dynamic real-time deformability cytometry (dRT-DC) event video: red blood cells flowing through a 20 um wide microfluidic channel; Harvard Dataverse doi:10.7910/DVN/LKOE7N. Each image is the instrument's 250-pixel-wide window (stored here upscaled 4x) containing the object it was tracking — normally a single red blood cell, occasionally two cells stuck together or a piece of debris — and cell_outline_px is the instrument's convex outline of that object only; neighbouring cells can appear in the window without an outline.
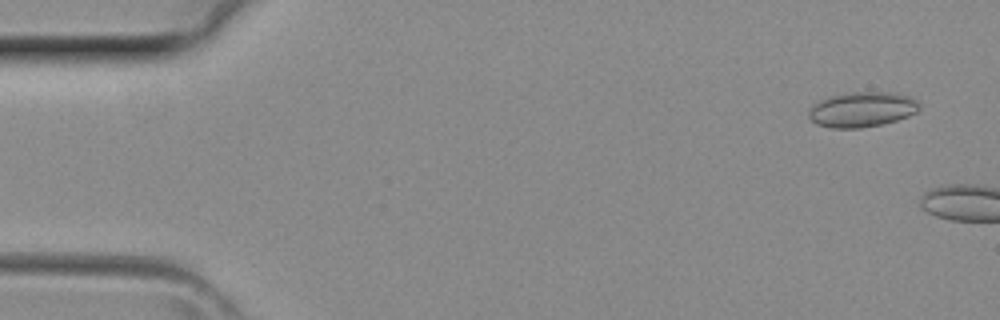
{"species": "common noctule bat (a hibernating species)", "species_latin": "Nyctalus noctula", "temperature_condition": "room temperature", "stored_images_in_passage": 4, "camera_frame_rate_fps": 3000, "um_per_image_px": 0.085, "animal": {"sex": "female", "body_mass_g": 29.2, "forearm_length_mm": 56.3}, "frame": {"image": 1, "passage_image": 1, "time_ms": 0.0, "image_size_px": [1000, 320], "cell_outline_px": [[920, 108], [916, 112], [908, 116], [896, 120], [880, 124], [860, 128], [828, 128], [816, 124], [808, 116], [808, 108], [812, 104], [828, 96], [852, 92], [896, 92], [908, 96], [916, 100], [920, 104]], "centroid_in_image_um": [73.24, 9.3], "position_along_channel_um": 11.8, "area_um2": 22.83}}